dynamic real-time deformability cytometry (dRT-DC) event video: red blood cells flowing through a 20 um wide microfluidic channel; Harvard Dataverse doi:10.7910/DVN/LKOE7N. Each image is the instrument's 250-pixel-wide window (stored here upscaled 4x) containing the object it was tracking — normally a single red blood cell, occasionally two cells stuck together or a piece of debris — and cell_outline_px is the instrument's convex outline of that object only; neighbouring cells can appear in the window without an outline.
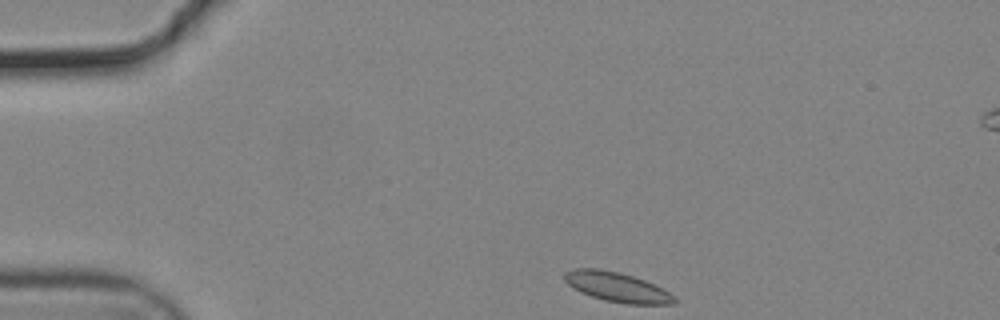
{"species": "common noctule bat (a hibernating species)", "species_latin": "Nyctalus noctula", "temperature_condition": "cold", "stored_images_in_passage": 38, "camera_frame_rate_fps": 3000, "um_per_image_px": 0.085, "animal": {"sex": "male", "body_mass_g": 19.2, "forearm_length_mm": 51.8}, "frame": {"image": 1, "passage_image": 1, "time_ms": 0.0, "image_size_px": [1000, 320], "cell_outline_px": [[680, 300], [676, 304], [624, 304], [604, 300], [580, 292], [572, 288], [564, 280], [564, 272], [572, 268], [596, 268], [620, 272], [644, 280], [676, 296]], "centroid_in_image_um": [52.44, 24.4], "position_along_channel_um": 32.6, "area_um2": 19.13}}
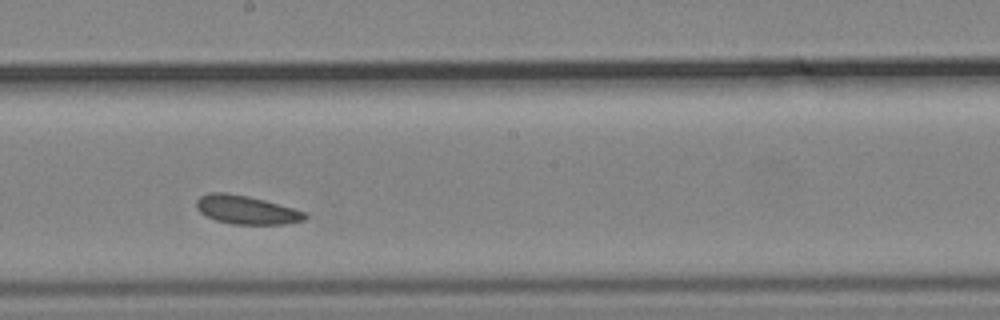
{"frame": {"image": 2, "passage_image": 22, "time_ms": 7.0, "image_size_px": [1000, 320], "cell_outline_px": [[308, 216], [304, 220], [284, 224], [232, 224], [216, 220], [200, 212], [196, 208], [196, 200], [200, 196], [208, 192], [228, 192], [248, 196], [264, 200], [308, 212]], "centroid_in_image_um": [20.94, 17.83], "position_along_channel_um": 227.3, "area_um2": 18.15}}
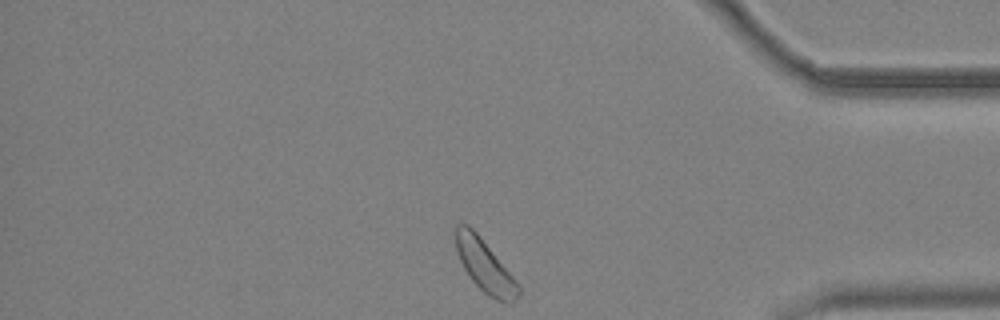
{"frame": {"image": 3, "passage_image": 38, "time_ms": 12.333, "image_size_px": [1000, 320], "cell_outline_px": [[520, 292], [516, 300], [512, 304], [496, 300], [488, 296], [472, 280], [464, 268], [456, 252], [456, 224], [468, 224], [480, 236], [520, 284]], "centroid_in_image_um": [41.24, 22.63], "position_along_channel_um": 394.0, "area_um2": 19.07}, "authors_computed_cell_mechanics": {"area_um2": 18.3226, "velocity_mm_per_s": 3.6045, "shape_relaxation_time_tau1_ms": 4.0826, "shape_relaxation_time_tau2_ms": null, "deformation_change_tau1": 0.0587, "deformation_change_tau2": null}}